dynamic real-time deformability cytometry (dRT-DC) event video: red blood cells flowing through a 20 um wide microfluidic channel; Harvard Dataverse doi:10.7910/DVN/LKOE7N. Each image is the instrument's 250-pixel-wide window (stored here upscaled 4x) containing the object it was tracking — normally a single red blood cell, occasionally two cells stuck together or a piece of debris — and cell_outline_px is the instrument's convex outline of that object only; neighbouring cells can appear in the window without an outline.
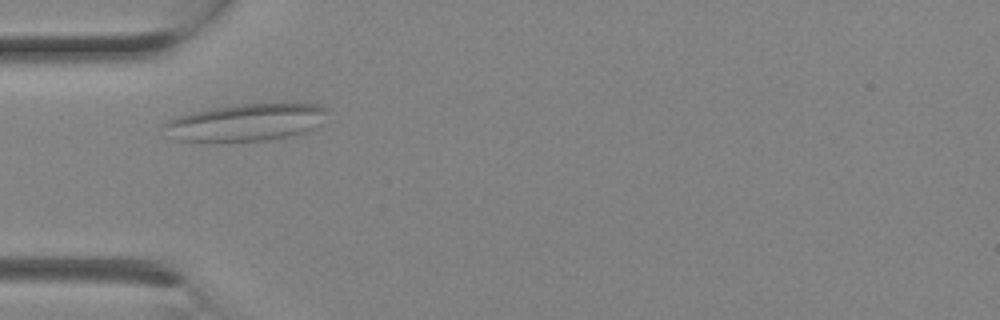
{"species": "Egyptian fruit bat (a non-hibernating species)", "species_latin": "Rousettus aegyptiacus", "temperature_condition": "room temperature", "stored_images_in_passage": 1, "camera_frame_rate_fps": 3000, "um_per_image_px": 0.085, "animal": {"sex": "female"}, "frame": {"image": 1, "passage_image": 1, "time_ms": 0.0, "image_size_px": [1000, 320], "cell_outline_px": [[332, 108], [320, 124], [316, 128], [292, 136], [264, 140], [176, 140], [164, 124], [168, 120], [192, 112], [212, 108], [240, 104], [320, 104]], "centroid_in_image_um": [21.06, 10.37], "position_along_channel_um": 63.9, "area_um2": 34.68}}